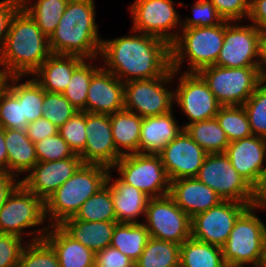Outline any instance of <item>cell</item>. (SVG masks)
Instances as JSON below:
<instances>
[{
	"label": "cell",
	"instance_id": "1",
	"mask_svg": "<svg viewBox=\"0 0 266 267\" xmlns=\"http://www.w3.org/2000/svg\"><path fill=\"white\" fill-rule=\"evenodd\" d=\"M133 32V33H132ZM102 39L101 65L122 82L161 77L171 69V45L164 40L132 31Z\"/></svg>",
	"mask_w": 266,
	"mask_h": 267
},
{
	"label": "cell",
	"instance_id": "2",
	"mask_svg": "<svg viewBox=\"0 0 266 267\" xmlns=\"http://www.w3.org/2000/svg\"><path fill=\"white\" fill-rule=\"evenodd\" d=\"M51 54L48 37L21 7L11 20L0 54V79L31 76Z\"/></svg>",
	"mask_w": 266,
	"mask_h": 267
},
{
	"label": "cell",
	"instance_id": "3",
	"mask_svg": "<svg viewBox=\"0 0 266 267\" xmlns=\"http://www.w3.org/2000/svg\"><path fill=\"white\" fill-rule=\"evenodd\" d=\"M95 7L94 0H69L56 30L48 38L52 53L100 58L102 38Z\"/></svg>",
	"mask_w": 266,
	"mask_h": 267
},
{
	"label": "cell",
	"instance_id": "4",
	"mask_svg": "<svg viewBox=\"0 0 266 267\" xmlns=\"http://www.w3.org/2000/svg\"><path fill=\"white\" fill-rule=\"evenodd\" d=\"M109 167L83 163L62 184L45 204V217L49 226L59 225L74 217L81 205L106 185Z\"/></svg>",
	"mask_w": 266,
	"mask_h": 267
},
{
	"label": "cell",
	"instance_id": "5",
	"mask_svg": "<svg viewBox=\"0 0 266 267\" xmlns=\"http://www.w3.org/2000/svg\"><path fill=\"white\" fill-rule=\"evenodd\" d=\"M225 20L216 26L181 29L171 45V69L181 71L188 62L185 72L198 73L203 68L216 64L223 45Z\"/></svg>",
	"mask_w": 266,
	"mask_h": 267
},
{
	"label": "cell",
	"instance_id": "6",
	"mask_svg": "<svg viewBox=\"0 0 266 267\" xmlns=\"http://www.w3.org/2000/svg\"><path fill=\"white\" fill-rule=\"evenodd\" d=\"M44 223H47L44 201L20 183L0 208V233L30 237L27 242L39 241L49 228ZM28 228L33 230L24 232Z\"/></svg>",
	"mask_w": 266,
	"mask_h": 267
},
{
	"label": "cell",
	"instance_id": "7",
	"mask_svg": "<svg viewBox=\"0 0 266 267\" xmlns=\"http://www.w3.org/2000/svg\"><path fill=\"white\" fill-rule=\"evenodd\" d=\"M264 210L259 204L249 206L235 221L222 247L227 267H256L266 246V223L255 211Z\"/></svg>",
	"mask_w": 266,
	"mask_h": 267
},
{
	"label": "cell",
	"instance_id": "8",
	"mask_svg": "<svg viewBox=\"0 0 266 267\" xmlns=\"http://www.w3.org/2000/svg\"><path fill=\"white\" fill-rule=\"evenodd\" d=\"M221 106L243 105L264 81L258 67L228 68L217 65L198 72Z\"/></svg>",
	"mask_w": 266,
	"mask_h": 267
},
{
	"label": "cell",
	"instance_id": "9",
	"mask_svg": "<svg viewBox=\"0 0 266 267\" xmlns=\"http://www.w3.org/2000/svg\"><path fill=\"white\" fill-rule=\"evenodd\" d=\"M196 178L223 200L258 204V192L236 171L225 153L208 154Z\"/></svg>",
	"mask_w": 266,
	"mask_h": 267
},
{
	"label": "cell",
	"instance_id": "10",
	"mask_svg": "<svg viewBox=\"0 0 266 267\" xmlns=\"http://www.w3.org/2000/svg\"><path fill=\"white\" fill-rule=\"evenodd\" d=\"M174 71L170 69L161 77L130 80L124 83V109L140 117L163 115L173 111ZM169 85V86H168ZM172 90V91H171Z\"/></svg>",
	"mask_w": 266,
	"mask_h": 267
},
{
	"label": "cell",
	"instance_id": "11",
	"mask_svg": "<svg viewBox=\"0 0 266 267\" xmlns=\"http://www.w3.org/2000/svg\"><path fill=\"white\" fill-rule=\"evenodd\" d=\"M110 170H117L122 182L136 187L150 198L162 197L170 192L171 181L159 155H124Z\"/></svg>",
	"mask_w": 266,
	"mask_h": 267
},
{
	"label": "cell",
	"instance_id": "12",
	"mask_svg": "<svg viewBox=\"0 0 266 267\" xmlns=\"http://www.w3.org/2000/svg\"><path fill=\"white\" fill-rule=\"evenodd\" d=\"M175 3L174 0H134L129 7L131 30L172 45L181 30V17L174 7Z\"/></svg>",
	"mask_w": 266,
	"mask_h": 267
},
{
	"label": "cell",
	"instance_id": "13",
	"mask_svg": "<svg viewBox=\"0 0 266 267\" xmlns=\"http://www.w3.org/2000/svg\"><path fill=\"white\" fill-rule=\"evenodd\" d=\"M142 223L151 238L181 245L191 237V218L169 194L149 198Z\"/></svg>",
	"mask_w": 266,
	"mask_h": 267
},
{
	"label": "cell",
	"instance_id": "14",
	"mask_svg": "<svg viewBox=\"0 0 266 267\" xmlns=\"http://www.w3.org/2000/svg\"><path fill=\"white\" fill-rule=\"evenodd\" d=\"M178 76V84L174 88V104H176L189 122L183 129L194 122L204 121L216 116L221 105L198 73L174 71Z\"/></svg>",
	"mask_w": 266,
	"mask_h": 267
},
{
	"label": "cell",
	"instance_id": "15",
	"mask_svg": "<svg viewBox=\"0 0 266 267\" xmlns=\"http://www.w3.org/2000/svg\"><path fill=\"white\" fill-rule=\"evenodd\" d=\"M249 204L223 200L209 210L191 218V237L222 248L226 243L235 221Z\"/></svg>",
	"mask_w": 266,
	"mask_h": 267
},
{
	"label": "cell",
	"instance_id": "16",
	"mask_svg": "<svg viewBox=\"0 0 266 267\" xmlns=\"http://www.w3.org/2000/svg\"><path fill=\"white\" fill-rule=\"evenodd\" d=\"M259 29L249 22L225 20L222 48L215 65L228 68L258 67Z\"/></svg>",
	"mask_w": 266,
	"mask_h": 267
},
{
	"label": "cell",
	"instance_id": "17",
	"mask_svg": "<svg viewBox=\"0 0 266 267\" xmlns=\"http://www.w3.org/2000/svg\"><path fill=\"white\" fill-rule=\"evenodd\" d=\"M225 154L236 171L258 193L266 186V138L252 135L232 141Z\"/></svg>",
	"mask_w": 266,
	"mask_h": 267
},
{
	"label": "cell",
	"instance_id": "18",
	"mask_svg": "<svg viewBox=\"0 0 266 267\" xmlns=\"http://www.w3.org/2000/svg\"><path fill=\"white\" fill-rule=\"evenodd\" d=\"M158 155L173 181L196 177L208 153L183 129Z\"/></svg>",
	"mask_w": 266,
	"mask_h": 267
},
{
	"label": "cell",
	"instance_id": "19",
	"mask_svg": "<svg viewBox=\"0 0 266 267\" xmlns=\"http://www.w3.org/2000/svg\"><path fill=\"white\" fill-rule=\"evenodd\" d=\"M86 144L79 154L83 163L99 164L110 169L122 155L116 150L110 115L86 113Z\"/></svg>",
	"mask_w": 266,
	"mask_h": 267
},
{
	"label": "cell",
	"instance_id": "20",
	"mask_svg": "<svg viewBox=\"0 0 266 267\" xmlns=\"http://www.w3.org/2000/svg\"><path fill=\"white\" fill-rule=\"evenodd\" d=\"M83 164L79 155L50 162H37L20 183L44 202Z\"/></svg>",
	"mask_w": 266,
	"mask_h": 267
},
{
	"label": "cell",
	"instance_id": "21",
	"mask_svg": "<svg viewBox=\"0 0 266 267\" xmlns=\"http://www.w3.org/2000/svg\"><path fill=\"white\" fill-rule=\"evenodd\" d=\"M124 109V82L101 66L91 78L86 113L114 114Z\"/></svg>",
	"mask_w": 266,
	"mask_h": 267
},
{
	"label": "cell",
	"instance_id": "22",
	"mask_svg": "<svg viewBox=\"0 0 266 267\" xmlns=\"http://www.w3.org/2000/svg\"><path fill=\"white\" fill-rule=\"evenodd\" d=\"M169 195L190 218L223 201L214 190L196 177L171 181Z\"/></svg>",
	"mask_w": 266,
	"mask_h": 267
},
{
	"label": "cell",
	"instance_id": "23",
	"mask_svg": "<svg viewBox=\"0 0 266 267\" xmlns=\"http://www.w3.org/2000/svg\"><path fill=\"white\" fill-rule=\"evenodd\" d=\"M173 113L142 117L139 154L158 155L183 130Z\"/></svg>",
	"mask_w": 266,
	"mask_h": 267
},
{
	"label": "cell",
	"instance_id": "24",
	"mask_svg": "<svg viewBox=\"0 0 266 267\" xmlns=\"http://www.w3.org/2000/svg\"><path fill=\"white\" fill-rule=\"evenodd\" d=\"M112 170L107 176V183L111 188L116 220L119 223H142L140 216L145 218L149 196L144 192L122 182L118 177L113 181Z\"/></svg>",
	"mask_w": 266,
	"mask_h": 267
},
{
	"label": "cell",
	"instance_id": "25",
	"mask_svg": "<svg viewBox=\"0 0 266 267\" xmlns=\"http://www.w3.org/2000/svg\"><path fill=\"white\" fill-rule=\"evenodd\" d=\"M83 60L76 55L52 53L31 76L46 92L63 94L74 69Z\"/></svg>",
	"mask_w": 266,
	"mask_h": 267
},
{
	"label": "cell",
	"instance_id": "26",
	"mask_svg": "<svg viewBox=\"0 0 266 267\" xmlns=\"http://www.w3.org/2000/svg\"><path fill=\"white\" fill-rule=\"evenodd\" d=\"M43 239L56 252L60 267H94L95 253L70 237L59 225L49 226Z\"/></svg>",
	"mask_w": 266,
	"mask_h": 267
},
{
	"label": "cell",
	"instance_id": "27",
	"mask_svg": "<svg viewBox=\"0 0 266 267\" xmlns=\"http://www.w3.org/2000/svg\"><path fill=\"white\" fill-rule=\"evenodd\" d=\"M118 222H88L74 217L64 220L59 226L74 240L88 247L95 254L110 246L115 225Z\"/></svg>",
	"mask_w": 266,
	"mask_h": 267
},
{
	"label": "cell",
	"instance_id": "28",
	"mask_svg": "<svg viewBox=\"0 0 266 267\" xmlns=\"http://www.w3.org/2000/svg\"><path fill=\"white\" fill-rule=\"evenodd\" d=\"M5 145L8 153V172L17 178L27 174L38 162L35 144L25 130L5 129Z\"/></svg>",
	"mask_w": 266,
	"mask_h": 267
},
{
	"label": "cell",
	"instance_id": "29",
	"mask_svg": "<svg viewBox=\"0 0 266 267\" xmlns=\"http://www.w3.org/2000/svg\"><path fill=\"white\" fill-rule=\"evenodd\" d=\"M110 122L116 150L122 156L139 153L142 117L123 109L110 114Z\"/></svg>",
	"mask_w": 266,
	"mask_h": 267
},
{
	"label": "cell",
	"instance_id": "30",
	"mask_svg": "<svg viewBox=\"0 0 266 267\" xmlns=\"http://www.w3.org/2000/svg\"><path fill=\"white\" fill-rule=\"evenodd\" d=\"M0 80L22 100L23 118L28 124L43 117L44 89L32 76H8Z\"/></svg>",
	"mask_w": 266,
	"mask_h": 267
},
{
	"label": "cell",
	"instance_id": "31",
	"mask_svg": "<svg viewBox=\"0 0 266 267\" xmlns=\"http://www.w3.org/2000/svg\"><path fill=\"white\" fill-rule=\"evenodd\" d=\"M149 238V232L143 223L118 222L115 225L110 246L117 248L135 262L144 251Z\"/></svg>",
	"mask_w": 266,
	"mask_h": 267
},
{
	"label": "cell",
	"instance_id": "32",
	"mask_svg": "<svg viewBox=\"0 0 266 267\" xmlns=\"http://www.w3.org/2000/svg\"><path fill=\"white\" fill-rule=\"evenodd\" d=\"M180 267H227L222 248L190 237L180 245Z\"/></svg>",
	"mask_w": 266,
	"mask_h": 267
},
{
	"label": "cell",
	"instance_id": "33",
	"mask_svg": "<svg viewBox=\"0 0 266 267\" xmlns=\"http://www.w3.org/2000/svg\"><path fill=\"white\" fill-rule=\"evenodd\" d=\"M69 0H21V7L49 38L56 30Z\"/></svg>",
	"mask_w": 266,
	"mask_h": 267
},
{
	"label": "cell",
	"instance_id": "34",
	"mask_svg": "<svg viewBox=\"0 0 266 267\" xmlns=\"http://www.w3.org/2000/svg\"><path fill=\"white\" fill-rule=\"evenodd\" d=\"M184 130L208 154L225 153L230 143L216 117L189 124Z\"/></svg>",
	"mask_w": 266,
	"mask_h": 267
},
{
	"label": "cell",
	"instance_id": "35",
	"mask_svg": "<svg viewBox=\"0 0 266 267\" xmlns=\"http://www.w3.org/2000/svg\"><path fill=\"white\" fill-rule=\"evenodd\" d=\"M180 245L170 241L149 238L135 267H180Z\"/></svg>",
	"mask_w": 266,
	"mask_h": 267
},
{
	"label": "cell",
	"instance_id": "36",
	"mask_svg": "<svg viewBox=\"0 0 266 267\" xmlns=\"http://www.w3.org/2000/svg\"><path fill=\"white\" fill-rule=\"evenodd\" d=\"M98 58L84 59L73 71L72 77L63 92L65 98L78 110L86 112L87 91L92 75L100 68L95 64ZM94 61V62H93Z\"/></svg>",
	"mask_w": 266,
	"mask_h": 267
},
{
	"label": "cell",
	"instance_id": "37",
	"mask_svg": "<svg viewBox=\"0 0 266 267\" xmlns=\"http://www.w3.org/2000/svg\"><path fill=\"white\" fill-rule=\"evenodd\" d=\"M74 218L88 222H117L111 188L107 182L104 187L81 205Z\"/></svg>",
	"mask_w": 266,
	"mask_h": 267
},
{
	"label": "cell",
	"instance_id": "38",
	"mask_svg": "<svg viewBox=\"0 0 266 267\" xmlns=\"http://www.w3.org/2000/svg\"><path fill=\"white\" fill-rule=\"evenodd\" d=\"M215 117L229 142L253 135L247 113L242 105L221 106Z\"/></svg>",
	"mask_w": 266,
	"mask_h": 267
},
{
	"label": "cell",
	"instance_id": "39",
	"mask_svg": "<svg viewBox=\"0 0 266 267\" xmlns=\"http://www.w3.org/2000/svg\"><path fill=\"white\" fill-rule=\"evenodd\" d=\"M28 122L23 118L22 100L0 80V127L25 130Z\"/></svg>",
	"mask_w": 266,
	"mask_h": 267
},
{
	"label": "cell",
	"instance_id": "40",
	"mask_svg": "<svg viewBox=\"0 0 266 267\" xmlns=\"http://www.w3.org/2000/svg\"><path fill=\"white\" fill-rule=\"evenodd\" d=\"M242 106L247 113L252 134L266 138V80Z\"/></svg>",
	"mask_w": 266,
	"mask_h": 267
},
{
	"label": "cell",
	"instance_id": "41",
	"mask_svg": "<svg viewBox=\"0 0 266 267\" xmlns=\"http://www.w3.org/2000/svg\"><path fill=\"white\" fill-rule=\"evenodd\" d=\"M18 267H60L57 254L44 240L27 242L22 250Z\"/></svg>",
	"mask_w": 266,
	"mask_h": 267
},
{
	"label": "cell",
	"instance_id": "42",
	"mask_svg": "<svg viewBox=\"0 0 266 267\" xmlns=\"http://www.w3.org/2000/svg\"><path fill=\"white\" fill-rule=\"evenodd\" d=\"M42 106L43 118L48 119L58 128L78 112L63 94L46 92L45 90Z\"/></svg>",
	"mask_w": 266,
	"mask_h": 267
},
{
	"label": "cell",
	"instance_id": "43",
	"mask_svg": "<svg viewBox=\"0 0 266 267\" xmlns=\"http://www.w3.org/2000/svg\"><path fill=\"white\" fill-rule=\"evenodd\" d=\"M86 112H76L59 127V135L67 142L75 154L79 155L86 144Z\"/></svg>",
	"mask_w": 266,
	"mask_h": 267
},
{
	"label": "cell",
	"instance_id": "44",
	"mask_svg": "<svg viewBox=\"0 0 266 267\" xmlns=\"http://www.w3.org/2000/svg\"><path fill=\"white\" fill-rule=\"evenodd\" d=\"M191 10L192 16H186L184 20L181 19V29L211 27L224 21L210 0H196L191 6Z\"/></svg>",
	"mask_w": 266,
	"mask_h": 267
},
{
	"label": "cell",
	"instance_id": "45",
	"mask_svg": "<svg viewBox=\"0 0 266 267\" xmlns=\"http://www.w3.org/2000/svg\"><path fill=\"white\" fill-rule=\"evenodd\" d=\"M34 144L38 162L57 161L76 155L59 133Z\"/></svg>",
	"mask_w": 266,
	"mask_h": 267
},
{
	"label": "cell",
	"instance_id": "46",
	"mask_svg": "<svg viewBox=\"0 0 266 267\" xmlns=\"http://www.w3.org/2000/svg\"><path fill=\"white\" fill-rule=\"evenodd\" d=\"M23 239L13 234L0 233V267H18L22 250L28 241Z\"/></svg>",
	"mask_w": 266,
	"mask_h": 267
},
{
	"label": "cell",
	"instance_id": "47",
	"mask_svg": "<svg viewBox=\"0 0 266 267\" xmlns=\"http://www.w3.org/2000/svg\"><path fill=\"white\" fill-rule=\"evenodd\" d=\"M218 14L227 21H240L249 15L250 0H210Z\"/></svg>",
	"mask_w": 266,
	"mask_h": 267
},
{
	"label": "cell",
	"instance_id": "48",
	"mask_svg": "<svg viewBox=\"0 0 266 267\" xmlns=\"http://www.w3.org/2000/svg\"><path fill=\"white\" fill-rule=\"evenodd\" d=\"M94 267H135V264L117 248L108 246L95 254Z\"/></svg>",
	"mask_w": 266,
	"mask_h": 267
},
{
	"label": "cell",
	"instance_id": "49",
	"mask_svg": "<svg viewBox=\"0 0 266 267\" xmlns=\"http://www.w3.org/2000/svg\"><path fill=\"white\" fill-rule=\"evenodd\" d=\"M21 8V0L0 1V54L2 52L6 36L9 31L11 20Z\"/></svg>",
	"mask_w": 266,
	"mask_h": 267
},
{
	"label": "cell",
	"instance_id": "50",
	"mask_svg": "<svg viewBox=\"0 0 266 267\" xmlns=\"http://www.w3.org/2000/svg\"><path fill=\"white\" fill-rule=\"evenodd\" d=\"M25 131L29 139L36 143L49 136L58 134L59 128L48 119L42 117L29 123Z\"/></svg>",
	"mask_w": 266,
	"mask_h": 267
},
{
	"label": "cell",
	"instance_id": "51",
	"mask_svg": "<svg viewBox=\"0 0 266 267\" xmlns=\"http://www.w3.org/2000/svg\"><path fill=\"white\" fill-rule=\"evenodd\" d=\"M247 20L259 30H266V0H250Z\"/></svg>",
	"mask_w": 266,
	"mask_h": 267
},
{
	"label": "cell",
	"instance_id": "52",
	"mask_svg": "<svg viewBox=\"0 0 266 267\" xmlns=\"http://www.w3.org/2000/svg\"><path fill=\"white\" fill-rule=\"evenodd\" d=\"M20 184L18 179L9 172L0 171V208L4 205L7 197Z\"/></svg>",
	"mask_w": 266,
	"mask_h": 267
},
{
	"label": "cell",
	"instance_id": "53",
	"mask_svg": "<svg viewBox=\"0 0 266 267\" xmlns=\"http://www.w3.org/2000/svg\"><path fill=\"white\" fill-rule=\"evenodd\" d=\"M258 69L263 80H266V30H259Z\"/></svg>",
	"mask_w": 266,
	"mask_h": 267
},
{
	"label": "cell",
	"instance_id": "54",
	"mask_svg": "<svg viewBox=\"0 0 266 267\" xmlns=\"http://www.w3.org/2000/svg\"><path fill=\"white\" fill-rule=\"evenodd\" d=\"M0 171L8 172V153L5 145V129L0 127Z\"/></svg>",
	"mask_w": 266,
	"mask_h": 267
},
{
	"label": "cell",
	"instance_id": "55",
	"mask_svg": "<svg viewBox=\"0 0 266 267\" xmlns=\"http://www.w3.org/2000/svg\"><path fill=\"white\" fill-rule=\"evenodd\" d=\"M258 204L266 209V186L258 193Z\"/></svg>",
	"mask_w": 266,
	"mask_h": 267
},
{
	"label": "cell",
	"instance_id": "56",
	"mask_svg": "<svg viewBox=\"0 0 266 267\" xmlns=\"http://www.w3.org/2000/svg\"><path fill=\"white\" fill-rule=\"evenodd\" d=\"M256 267H266V246L263 250V253L260 256V260H259L258 265Z\"/></svg>",
	"mask_w": 266,
	"mask_h": 267
}]
</instances>
